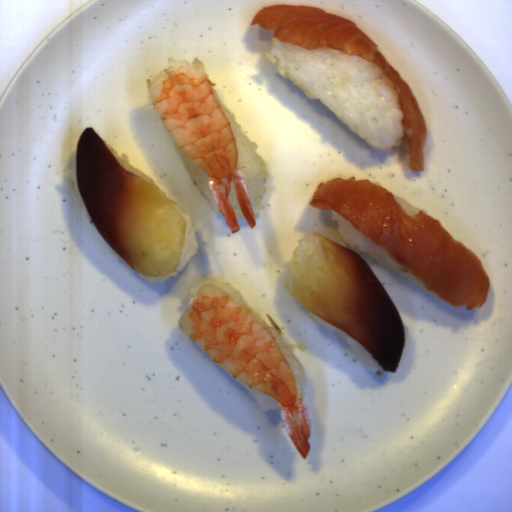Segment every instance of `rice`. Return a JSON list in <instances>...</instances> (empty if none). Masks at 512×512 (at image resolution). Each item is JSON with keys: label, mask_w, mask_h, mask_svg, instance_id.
Returning a JSON list of instances; mask_svg holds the SVG:
<instances>
[{"label": "rice", "mask_w": 512, "mask_h": 512, "mask_svg": "<svg viewBox=\"0 0 512 512\" xmlns=\"http://www.w3.org/2000/svg\"><path fill=\"white\" fill-rule=\"evenodd\" d=\"M267 61L311 100L321 101L376 151L405 138L399 97L382 67L339 50H308L271 38Z\"/></svg>", "instance_id": "1"}, {"label": "rice", "mask_w": 512, "mask_h": 512, "mask_svg": "<svg viewBox=\"0 0 512 512\" xmlns=\"http://www.w3.org/2000/svg\"><path fill=\"white\" fill-rule=\"evenodd\" d=\"M217 103L228 121L235 139L238 162L237 168L244 180L249 204L253 217L259 216L264 211L265 205L262 196H265V179L268 173L265 170L264 157L258 154L259 145L246 137L242 126L236 122V115L233 114L220 100L218 92L212 89Z\"/></svg>", "instance_id": "2"}, {"label": "rice", "mask_w": 512, "mask_h": 512, "mask_svg": "<svg viewBox=\"0 0 512 512\" xmlns=\"http://www.w3.org/2000/svg\"><path fill=\"white\" fill-rule=\"evenodd\" d=\"M331 219L335 220L337 224L336 226H326L323 236L349 247L360 255L373 259L383 269L398 272L402 277L406 278L407 283L411 286H416L433 297L440 299L432 291H429L414 275L394 263L385 249L372 242L350 222L333 210Z\"/></svg>", "instance_id": "3"}, {"label": "rice", "mask_w": 512, "mask_h": 512, "mask_svg": "<svg viewBox=\"0 0 512 512\" xmlns=\"http://www.w3.org/2000/svg\"><path fill=\"white\" fill-rule=\"evenodd\" d=\"M202 285H214L232 295L235 299H237L240 303H242L252 314H254L268 329L271 335L277 341L285 360L290 368V371L294 377L296 388H297V396L300 398L303 396L305 385L307 383L306 375L302 370L300 364L292 354L286 340L273 328L268 326L264 320L251 308V306L247 303L244 298L243 292L238 291L231 283H226L220 279L214 278H205L200 281L194 283L193 286L189 287V292L191 296L200 289Z\"/></svg>", "instance_id": "4"}, {"label": "rice", "mask_w": 512, "mask_h": 512, "mask_svg": "<svg viewBox=\"0 0 512 512\" xmlns=\"http://www.w3.org/2000/svg\"><path fill=\"white\" fill-rule=\"evenodd\" d=\"M173 148L190 177L193 185L201 193L203 197L209 200L208 208L219 216H222L209 188H208V177L200 169V167L175 143L172 141ZM223 217V216H222Z\"/></svg>", "instance_id": "5"}, {"label": "rice", "mask_w": 512, "mask_h": 512, "mask_svg": "<svg viewBox=\"0 0 512 512\" xmlns=\"http://www.w3.org/2000/svg\"><path fill=\"white\" fill-rule=\"evenodd\" d=\"M186 226H185V237L184 242L182 246L181 256L179 260L178 268L175 272L163 276V277H147L139 274L141 278H143L146 282L149 284H157V283H165L167 280H169L171 277L176 276L178 273L182 271V269L185 267L186 263L189 261V259L195 255L198 254V241L194 233V223L192 215L186 213Z\"/></svg>", "instance_id": "6"}, {"label": "rice", "mask_w": 512, "mask_h": 512, "mask_svg": "<svg viewBox=\"0 0 512 512\" xmlns=\"http://www.w3.org/2000/svg\"><path fill=\"white\" fill-rule=\"evenodd\" d=\"M305 311H306L308 317L311 318L312 320H314L316 323H318L319 325H321L328 331H331V332L336 333L339 336H341L350 345V347L352 348V350L354 351L356 356L359 358V360L364 364V366L368 370H370L372 372L378 371V369L381 366L377 363V361L370 355V353L365 348H363L360 344H358L354 339H352L347 334L343 333L342 331L338 330L337 328L328 324L324 320L320 319L319 317H317L314 314L307 311V309Z\"/></svg>", "instance_id": "7"}, {"label": "rice", "mask_w": 512, "mask_h": 512, "mask_svg": "<svg viewBox=\"0 0 512 512\" xmlns=\"http://www.w3.org/2000/svg\"><path fill=\"white\" fill-rule=\"evenodd\" d=\"M234 381L243 387L247 394L250 396V398L254 401V403L257 405L258 409L267 412L268 410H279L281 409L280 405L276 400L268 396L267 394L260 392L254 388H251L241 380L234 377Z\"/></svg>", "instance_id": "8"}, {"label": "rice", "mask_w": 512, "mask_h": 512, "mask_svg": "<svg viewBox=\"0 0 512 512\" xmlns=\"http://www.w3.org/2000/svg\"><path fill=\"white\" fill-rule=\"evenodd\" d=\"M104 143V142H103ZM105 146L108 148V150L111 152V154L115 157V159L118 161V163L121 165V167L126 171V172H131V173H135L136 175H138L140 178H142L143 180H145L147 183H149L154 189H156L161 195L167 197L166 193L164 192V190L156 183V181L154 179H152L151 177L147 176L146 174L142 173L141 171H139L138 169H136L135 167L131 166L129 164V159L127 157V155H119L117 153V151L112 147L110 146L108 143H104ZM168 198V197H167Z\"/></svg>", "instance_id": "9"}, {"label": "rice", "mask_w": 512, "mask_h": 512, "mask_svg": "<svg viewBox=\"0 0 512 512\" xmlns=\"http://www.w3.org/2000/svg\"><path fill=\"white\" fill-rule=\"evenodd\" d=\"M64 174L65 176H67L68 178H70V181H71V186L75 192L76 195L79 196V199H80V204L82 206V209H83V213H84V217L86 219H88L90 222H93L90 214L88 213L79 193H78V189H77V182H76V151L71 155V157L69 158V165L66 169H64ZM94 223V222H93Z\"/></svg>", "instance_id": "10"}, {"label": "rice", "mask_w": 512, "mask_h": 512, "mask_svg": "<svg viewBox=\"0 0 512 512\" xmlns=\"http://www.w3.org/2000/svg\"><path fill=\"white\" fill-rule=\"evenodd\" d=\"M227 201H228L229 206L232 208V210L234 212V216H235L236 220L237 219H246L242 212L240 204L238 202L237 195H236L235 188H234L232 181L230 183V192L228 194Z\"/></svg>", "instance_id": "11"}, {"label": "rice", "mask_w": 512, "mask_h": 512, "mask_svg": "<svg viewBox=\"0 0 512 512\" xmlns=\"http://www.w3.org/2000/svg\"><path fill=\"white\" fill-rule=\"evenodd\" d=\"M394 199L397 201V203L402 207V209L408 214L410 215L411 217L412 216H416L419 212H422L420 209H418L417 207L415 206H412L410 205L406 200L404 199H401L399 197H397L396 195H394L392 193Z\"/></svg>", "instance_id": "12"}]
</instances>
